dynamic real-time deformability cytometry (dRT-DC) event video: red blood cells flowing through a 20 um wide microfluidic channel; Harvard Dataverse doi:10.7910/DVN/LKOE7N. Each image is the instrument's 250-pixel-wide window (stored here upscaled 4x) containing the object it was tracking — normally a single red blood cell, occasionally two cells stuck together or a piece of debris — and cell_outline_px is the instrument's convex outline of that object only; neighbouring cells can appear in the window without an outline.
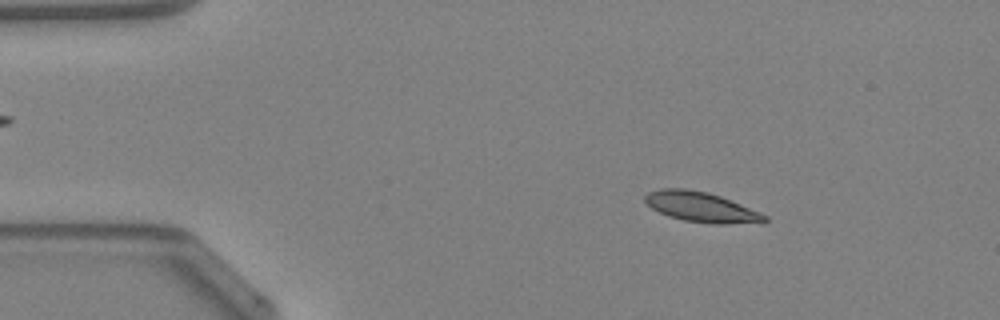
{"species": "Egyptian fruit bat (a non-hibernating species)", "species_latin": "Rousettus aegyptiacus", "temperature_condition": "warm", "stored_images_in_passage": 47, "camera_frame_rate_fps": 3000, "um_per_image_px": 0.085, "animal": {"sex": "female"}, "frame": {"image": 1, "passage_image": 7, "time_ms": 2.0, "image_size_px": [1000, 320], "cell_outline_px": [[768, 220], [764, 224], [712, 224], [684, 220], [668, 216], [652, 208], [644, 200], [644, 196], [648, 192], [660, 188], [684, 188], [708, 192], [720, 196], [760, 212], [768, 216]], "centroid_in_image_um": [59.66, 17.61], "position_along_channel_um": 25.3, "area_um2": 21.21}}
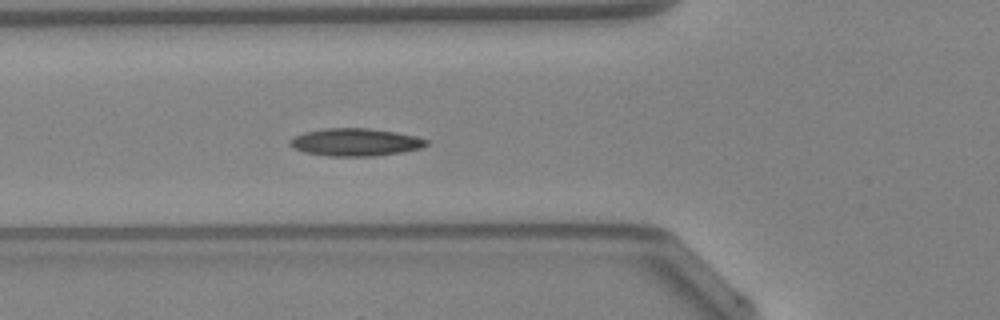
{"frame": {"image": 2, "passage_image": 17, "time_ms": 5.333, "image_size_px": [1000, 320], "cell_outline_px": [[428, 144], [420, 148], [400, 152], [376, 156], [328, 156], [304, 152], [292, 148], [288, 144], [288, 140], [292, 136], [304, 132], [324, 128], [368, 128], [416, 136], [428, 140]], "centroid_in_image_um": [30.13, 12.08], "position_along_channel_um": 95.7, "area_um2": 22.02}}
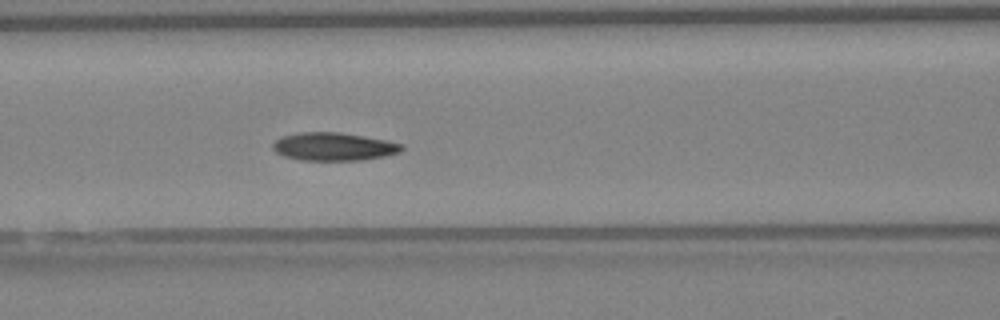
{"frame": {"image": 3, "passage_image": 20, "time_ms": 6.333, "image_size_px": [1000, 320], "cell_outline_px": [[404, 148], [400, 152], [384, 156], [360, 160], [300, 160], [284, 156], [276, 152], [272, 148], [272, 144], [276, 140], [284, 136], [300, 132], [340, 132], [384, 140], [404, 144]], "centroid_in_image_um": [28.36, 12.46], "position_along_channel_um": 138.2, "area_um2": 20.92}, "authors_computed_cell_mechanics": {"area_um2": 20.6924, "velocity_mm_per_s": 4.2548, "shape_relaxation_time_tau1_ms": 4.0579, "shape_relaxation_time_tau2_ms": 9.595, "deformation_change_tau1": 0.1404, "deformation_change_tau2": 0.1622}}